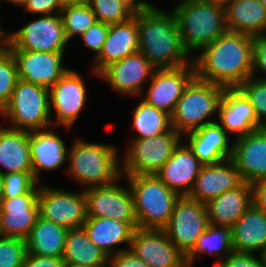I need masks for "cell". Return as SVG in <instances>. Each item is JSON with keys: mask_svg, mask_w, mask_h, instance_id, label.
Listing matches in <instances>:
<instances>
[{"mask_svg": "<svg viewBox=\"0 0 266 267\" xmlns=\"http://www.w3.org/2000/svg\"><path fill=\"white\" fill-rule=\"evenodd\" d=\"M232 146L231 159L244 182L266 178V127L234 139Z\"/></svg>", "mask_w": 266, "mask_h": 267, "instance_id": "d6986e66", "label": "cell"}, {"mask_svg": "<svg viewBox=\"0 0 266 267\" xmlns=\"http://www.w3.org/2000/svg\"><path fill=\"white\" fill-rule=\"evenodd\" d=\"M133 128L139 133L134 139L155 137L172 129L171 116L143 100L135 108Z\"/></svg>", "mask_w": 266, "mask_h": 267, "instance_id": "836d02e7", "label": "cell"}, {"mask_svg": "<svg viewBox=\"0 0 266 267\" xmlns=\"http://www.w3.org/2000/svg\"><path fill=\"white\" fill-rule=\"evenodd\" d=\"M89 239L100 248L108 257L121 252L115 251V245L127 244L130 246L137 222H121L103 217H87L83 226Z\"/></svg>", "mask_w": 266, "mask_h": 267, "instance_id": "4316f807", "label": "cell"}, {"mask_svg": "<svg viewBox=\"0 0 266 267\" xmlns=\"http://www.w3.org/2000/svg\"><path fill=\"white\" fill-rule=\"evenodd\" d=\"M86 87L84 79L77 73L69 69L51 88H49L50 112L53 108L56 120L52 125L69 129L79 116L86 102Z\"/></svg>", "mask_w": 266, "mask_h": 267, "instance_id": "5bb4252c", "label": "cell"}, {"mask_svg": "<svg viewBox=\"0 0 266 267\" xmlns=\"http://www.w3.org/2000/svg\"><path fill=\"white\" fill-rule=\"evenodd\" d=\"M133 194L137 228L163 230L180 195L155 174L125 175Z\"/></svg>", "mask_w": 266, "mask_h": 267, "instance_id": "5b68a950", "label": "cell"}, {"mask_svg": "<svg viewBox=\"0 0 266 267\" xmlns=\"http://www.w3.org/2000/svg\"><path fill=\"white\" fill-rule=\"evenodd\" d=\"M131 252L150 267H184L185 255L168 239L164 230L136 228Z\"/></svg>", "mask_w": 266, "mask_h": 267, "instance_id": "9a60e30c", "label": "cell"}, {"mask_svg": "<svg viewBox=\"0 0 266 267\" xmlns=\"http://www.w3.org/2000/svg\"><path fill=\"white\" fill-rule=\"evenodd\" d=\"M195 77L194 65L155 69L144 101L171 116L185 88Z\"/></svg>", "mask_w": 266, "mask_h": 267, "instance_id": "7c38bea8", "label": "cell"}, {"mask_svg": "<svg viewBox=\"0 0 266 267\" xmlns=\"http://www.w3.org/2000/svg\"><path fill=\"white\" fill-rule=\"evenodd\" d=\"M209 1H215V2H220V3H225V2H227V1H229V0H209Z\"/></svg>", "mask_w": 266, "mask_h": 267, "instance_id": "db71d44e", "label": "cell"}, {"mask_svg": "<svg viewBox=\"0 0 266 267\" xmlns=\"http://www.w3.org/2000/svg\"><path fill=\"white\" fill-rule=\"evenodd\" d=\"M233 251L254 253L266 246V212L253 203L231 227Z\"/></svg>", "mask_w": 266, "mask_h": 267, "instance_id": "f1b7e54d", "label": "cell"}, {"mask_svg": "<svg viewBox=\"0 0 266 267\" xmlns=\"http://www.w3.org/2000/svg\"><path fill=\"white\" fill-rule=\"evenodd\" d=\"M262 38H264V39L266 40V33H264V34L262 35Z\"/></svg>", "mask_w": 266, "mask_h": 267, "instance_id": "9f6ffc18", "label": "cell"}, {"mask_svg": "<svg viewBox=\"0 0 266 267\" xmlns=\"http://www.w3.org/2000/svg\"><path fill=\"white\" fill-rule=\"evenodd\" d=\"M181 143L155 175L170 190L180 196H188L203 164L187 144L181 145Z\"/></svg>", "mask_w": 266, "mask_h": 267, "instance_id": "7402d4cb", "label": "cell"}, {"mask_svg": "<svg viewBox=\"0 0 266 267\" xmlns=\"http://www.w3.org/2000/svg\"><path fill=\"white\" fill-rule=\"evenodd\" d=\"M223 5L227 30L252 37L266 32V8L260 0H229Z\"/></svg>", "mask_w": 266, "mask_h": 267, "instance_id": "83f0119b", "label": "cell"}, {"mask_svg": "<svg viewBox=\"0 0 266 267\" xmlns=\"http://www.w3.org/2000/svg\"><path fill=\"white\" fill-rule=\"evenodd\" d=\"M18 79L15 59L11 52L7 50L0 55V113L9 104Z\"/></svg>", "mask_w": 266, "mask_h": 267, "instance_id": "8d00e7d4", "label": "cell"}, {"mask_svg": "<svg viewBox=\"0 0 266 267\" xmlns=\"http://www.w3.org/2000/svg\"><path fill=\"white\" fill-rule=\"evenodd\" d=\"M2 180H3V174L0 173V198H1Z\"/></svg>", "mask_w": 266, "mask_h": 267, "instance_id": "f5cc1de1", "label": "cell"}, {"mask_svg": "<svg viewBox=\"0 0 266 267\" xmlns=\"http://www.w3.org/2000/svg\"><path fill=\"white\" fill-rule=\"evenodd\" d=\"M139 51L155 69H172L194 65L188 61L174 12L165 13L141 4L137 8ZM190 62V63H188Z\"/></svg>", "mask_w": 266, "mask_h": 267, "instance_id": "7a4b0ae2", "label": "cell"}, {"mask_svg": "<svg viewBox=\"0 0 266 267\" xmlns=\"http://www.w3.org/2000/svg\"><path fill=\"white\" fill-rule=\"evenodd\" d=\"M22 267H67L63 257H43L26 253Z\"/></svg>", "mask_w": 266, "mask_h": 267, "instance_id": "bcb514c9", "label": "cell"}, {"mask_svg": "<svg viewBox=\"0 0 266 267\" xmlns=\"http://www.w3.org/2000/svg\"><path fill=\"white\" fill-rule=\"evenodd\" d=\"M251 185L253 204L266 212V178L257 180Z\"/></svg>", "mask_w": 266, "mask_h": 267, "instance_id": "7dc6e473", "label": "cell"}, {"mask_svg": "<svg viewBox=\"0 0 266 267\" xmlns=\"http://www.w3.org/2000/svg\"><path fill=\"white\" fill-rule=\"evenodd\" d=\"M9 2H11L12 4H16V5H21L23 7V5L25 4L26 0H7Z\"/></svg>", "mask_w": 266, "mask_h": 267, "instance_id": "816d5d0a", "label": "cell"}, {"mask_svg": "<svg viewBox=\"0 0 266 267\" xmlns=\"http://www.w3.org/2000/svg\"><path fill=\"white\" fill-rule=\"evenodd\" d=\"M26 253L24 239L0 236V267H22Z\"/></svg>", "mask_w": 266, "mask_h": 267, "instance_id": "ab89813d", "label": "cell"}, {"mask_svg": "<svg viewBox=\"0 0 266 267\" xmlns=\"http://www.w3.org/2000/svg\"><path fill=\"white\" fill-rule=\"evenodd\" d=\"M65 142L46 129L29 131V149L32 163V174L39 182L40 170L58 169L68 159Z\"/></svg>", "mask_w": 266, "mask_h": 267, "instance_id": "d4e9b609", "label": "cell"}, {"mask_svg": "<svg viewBox=\"0 0 266 267\" xmlns=\"http://www.w3.org/2000/svg\"><path fill=\"white\" fill-rule=\"evenodd\" d=\"M233 251L231 228L223 226H214L209 224L206 231L198 238L191 249L185 256L186 265L194 263L196 255L211 254V256L221 255V259L226 258Z\"/></svg>", "mask_w": 266, "mask_h": 267, "instance_id": "d6a6232c", "label": "cell"}, {"mask_svg": "<svg viewBox=\"0 0 266 267\" xmlns=\"http://www.w3.org/2000/svg\"><path fill=\"white\" fill-rule=\"evenodd\" d=\"M209 225L205 203L180 196L163 229L168 239L186 256Z\"/></svg>", "mask_w": 266, "mask_h": 267, "instance_id": "9c48e42d", "label": "cell"}, {"mask_svg": "<svg viewBox=\"0 0 266 267\" xmlns=\"http://www.w3.org/2000/svg\"><path fill=\"white\" fill-rule=\"evenodd\" d=\"M139 52L137 9L134 16L121 23L111 24L102 50L95 57L94 73H99L109 64Z\"/></svg>", "mask_w": 266, "mask_h": 267, "instance_id": "603a6c76", "label": "cell"}, {"mask_svg": "<svg viewBox=\"0 0 266 267\" xmlns=\"http://www.w3.org/2000/svg\"><path fill=\"white\" fill-rule=\"evenodd\" d=\"M40 186L27 194L0 198V236L26 239L39 217Z\"/></svg>", "mask_w": 266, "mask_h": 267, "instance_id": "2e32d148", "label": "cell"}, {"mask_svg": "<svg viewBox=\"0 0 266 267\" xmlns=\"http://www.w3.org/2000/svg\"><path fill=\"white\" fill-rule=\"evenodd\" d=\"M6 32L2 30L0 24V55L4 54L9 47V36H6Z\"/></svg>", "mask_w": 266, "mask_h": 267, "instance_id": "c3c4849f", "label": "cell"}, {"mask_svg": "<svg viewBox=\"0 0 266 267\" xmlns=\"http://www.w3.org/2000/svg\"><path fill=\"white\" fill-rule=\"evenodd\" d=\"M60 14L43 15L9 34V47L22 51L64 52L68 43Z\"/></svg>", "mask_w": 266, "mask_h": 267, "instance_id": "30bf717a", "label": "cell"}, {"mask_svg": "<svg viewBox=\"0 0 266 267\" xmlns=\"http://www.w3.org/2000/svg\"><path fill=\"white\" fill-rule=\"evenodd\" d=\"M243 182L231 158L216 164L203 165L188 197L207 203L224 192L239 187Z\"/></svg>", "mask_w": 266, "mask_h": 267, "instance_id": "ffe728a7", "label": "cell"}, {"mask_svg": "<svg viewBox=\"0 0 266 267\" xmlns=\"http://www.w3.org/2000/svg\"><path fill=\"white\" fill-rule=\"evenodd\" d=\"M0 173L32 172L29 131L0 128Z\"/></svg>", "mask_w": 266, "mask_h": 267, "instance_id": "f546056e", "label": "cell"}, {"mask_svg": "<svg viewBox=\"0 0 266 267\" xmlns=\"http://www.w3.org/2000/svg\"><path fill=\"white\" fill-rule=\"evenodd\" d=\"M256 70L266 73V40L262 37H254L252 76H254ZM259 79L266 81L265 76Z\"/></svg>", "mask_w": 266, "mask_h": 267, "instance_id": "f6af8a7d", "label": "cell"}, {"mask_svg": "<svg viewBox=\"0 0 266 267\" xmlns=\"http://www.w3.org/2000/svg\"><path fill=\"white\" fill-rule=\"evenodd\" d=\"M181 137L174 128L155 137L133 139L125 158L122 175L156 174L180 144Z\"/></svg>", "mask_w": 266, "mask_h": 267, "instance_id": "ba28073f", "label": "cell"}, {"mask_svg": "<svg viewBox=\"0 0 266 267\" xmlns=\"http://www.w3.org/2000/svg\"><path fill=\"white\" fill-rule=\"evenodd\" d=\"M62 5H67V4H80L87 2V0H59Z\"/></svg>", "mask_w": 266, "mask_h": 267, "instance_id": "681fc988", "label": "cell"}, {"mask_svg": "<svg viewBox=\"0 0 266 267\" xmlns=\"http://www.w3.org/2000/svg\"><path fill=\"white\" fill-rule=\"evenodd\" d=\"M154 70L155 68L139 51L109 64L99 73V77L123 95L139 96L143 92L144 81L151 78Z\"/></svg>", "mask_w": 266, "mask_h": 267, "instance_id": "ac0fdd59", "label": "cell"}, {"mask_svg": "<svg viewBox=\"0 0 266 267\" xmlns=\"http://www.w3.org/2000/svg\"><path fill=\"white\" fill-rule=\"evenodd\" d=\"M254 37L227 30L193 58L202 81L238 88L252 76Z\"/></svg>", "mask_w": 266, "mask_h": 267, "instance_id": "6da1fadb", "label": "cell"}, {"mask_svg": "<svg viewBox=\"0 0 266 267\" xmlns=\"http://www.w3.org/2000/svg\"><path fill=\"white\" fill-rule=\"evenodd\" d=\"M225 87L195 77L185 88L171 115V126L181 135L216 122L209 119L218 112Z\"/></svg>", "mask_w": 266, "mask_h": 267, "instance_id": "8992f818", "label": "cell"}, {"mask_svg": "<svg viewBox=\"0 0 266 267\" xmlns=\"http://www.w3.org/2000/svg\"><path fill=\"white\" fill-rule=\"evenodd\" d=\"M110 25L103 22H96L87 31L80 35L86 46L96 52L97 57L102 50L103 44L107 39Z\"/></svg>", "mask_w": 266, "mask_h": 267, "instance_id": "60d3db41", "label": "cell"}, {"mask_svg": "<svg viewBox=\"0 0 266 267\" xmlns=\"http://www.w3.org/2000/svg\"><path fill=\"white\" fill-rule=\"evenodd\" d=\"M260 2L264 5V7L266 8V0H260Z\"/></svg>", "mask_w": 266, "mask_h": 267, "instance_id": "11a10c76", "label": "cell"}, {"mask_svg": "<svg viewBox=\"0 0 266 267\" xmlns=\"http://www.w3.org/2000/svg\"><path fill=\"white\" fill-rule=\"evenodd\" d=\"M252 185L243 182L205 203L208 222L214 226L232 227L251 206Z\"/></svg>", "mask_w": 266, "mask_h": 267, "instance_id": "484cf974", "label": "cell"}, {"mask_svg": "<svg viewBox=\"0 0 266 267\" xmlns=\"http://www.w3.org/2000/svg\"><path fill=\"white\" fill-rule=\"evenodd\" d=\"M71 147L67 170L77 183L86 185V189H89L109 186L119 181L122 168L118 164L115 146L88 143L78 138Z\"/></svg>", "mask_w": 266, "mask_h": 267, "instance_id": "277c9868", "label": "cell"}, {"mask_svg": "<svg viewBox=\"0 0 266 267\" xmlns=\"http://www.w3.org/2000/svg\"><path fill=\"white\" fill-rule=\"evenodd\" d=\"M110 265V266H109ZM108 267H150L137 257L129 247L127 249L108 257Z\"/></svg>", "mask_w": 266, "mask_h": 267, "instance_id": "ee69618b", "label": "cell"}, {"mask_svg": "<svg viewBox=\"0 0 266 267\" xmlns=\"http://www.w3.org/2000/svg\"><path fill=\"white\" fill-rule=\"evenodd\" d=\"M8 50L15 59L18 78L32 84L49 89L69 70L62 65L64 52Z\"/></svg>", "mask_w": 266, "mask_h": 267, "instance_id": "e0dca14e", "label": "cell"}, {"mask_svg": "<svg viewBox=\"0 0 266 267\" xmlns=\"http://www.w3.org/2000/svg\"><path fill=\"white\" fill-rule=\"evenodd\" d=\"M63 259L68 267L108 266V256L89 239L83 227L67 231Z\"/></svg>", "mask_w": 266, "mask_h": 267, "instance_id": "4dcf8cb0", "label": "cell"}, {"mask_svg": "<svg viewBox=\"0 0 266 267\" xmlns=\"http://www.w3.org/2000/svg\"><path fill=\"white\" fill-rule=\"evenodd\" d=\"M38 183L32 172H12L3 175L1 198L27 194Z\"/></svg>", "mask_w": 266, "mask_h": 267, "instance_id": "f35d334b", "label": "cell"}, {"mask_svg": "<svg viewBox=\"0 0 266 267\" xmlns=\"http://www.w3.org/2000/svg\"><path fill=\"white\" fill-rule=\"evenodd\" d=\"M260 256H261V259H262V262H263L264 267H266V246L261 251Z\"/></svg>", "mask_w": 266, "mask_h": 267, "instance_id": "f907efd6", "label": "cell"}, {"mask_svg": "<svg viewBox=\"0 0 266 267\" xmlns=\"http://www.w3.org/2000/svg\"><path fill=\"white\" fill-rule=\"evenodd\" d=\"M23 7L31 14L52 15L55 11L59 14L63 5L59 0H26Z\"/></svg>", "mask_w": 266, "mask_h": 267, "instance_id": "7bdbcfd3", "label": "cell"}, {"mask_svg": "<svg viewBox=\"0 0 266 267\" xmlns=\"http://www.w3.org/2000/svg\"><path fill=\"white\" fill-rule=\"evenodd\" d=\"M173 12L183 45L189 53L201 51L227 31L223 3L183 0Z\"/></svg>", "mask_w": 266, "mask_h": 267, "instance_id": "3957f363", "label": "cell"}, {"mask_svg": "<svg viewBox=\"0 0 266 267\" xmlns=\"http://www.w3.org/2000/svg\"><path fill=\"white\" fill-rule=\"evenodd\" d=\"M217 113L218 123L237 138L262 128L250 101L238 88H225Z\"/></svg>", "mask_w": 266, "mask_h": 267, "instance_id": "44dd1931", "label": "cell"}, {"mask_svg": "<svg viewBox=\"0 0 266 267\" xmlns=\"http://www.w3.org/2000/svg\"><path fill=\"white\" fill-rule=\"evenodd\" d=\"M67 231L39 216L25 239L27 253L43 257H63Z\"/></svg>", "mask_w": 266, "mask_h": 267, "instance_id": "1f68e13d", "label": "cell"}, {"mask_svg": "<svg viewBox=\"0 0 266 267\" xmlns=\"http://www.w3.org/2000/svg\"><path fill=\"white\" fill-rule=\"evenodd\" d=\"M59 14L68 41L80 36L97 22L94 11L87 2L63 5Z\"/></svg>", "mask_w": 266, "mask_h": 267, "instance_id": "d590c367", "label": "cell"}, {"mask_svg": "<svg viewBox=\"0 0 266 267\" xmlns=\"http://www.w3.org/2000/svg\"><path fill=\"white\" fill-rule=\"evenodd\" d=\"M253 76L243 82L238 89L250 101L256 114L258 124L266 127V81Z\"/></svg>", "mask_w": 266, "mask_h": 267, "instance_id": "74e56055", "label": "cell"}, {"mask_svg": "<svg viewBox=\"0 0 266 267\" xmlns=\"http://www.w3.org/2000/svg\"><path fill=\"white\" fill-rule=\"evenodd\" d=\"M97 22L116 24L129 20L144 0H87Z\"/></svg>", "mask_w": 266, "mask_h": 267, "instance_id": "e575fe53", "label": "cell"}, {"mask_svg": "<svg viewBox=\"0 0 266 267\" xmlns=\"http://www.w3.org/2000/svg\"><path fill=\"white\" fill-rule=\"evenodd\" d=\"M94 187L84 191L86 216L115 219L121 222H137L134 199L130 186L126 189L116 184Z\"/></svg>", "mask_w": 266, "mask_h": 267, "instance_id": "4fadbf2b", "label": "cell"}, {"mask_svg": "<svg viewBox=\"0 0 266 267\" xmlns=\"http://www.w3.org/2000/svg\"><path fill=\"white\" fill-rule=\"evenodd\" d=\"M216 267H264L261 256L253 253L232 251L225 259H220Z\"/></svg>", "mask_w": 266, "mask_h": 267, "instance_id": "b9f144b4", "label": "cell"}, {"mask_svg": "<svg viewBox=\"0 0 266 267\" xmlns=\"http://www.w3.org/2000/svg\"><path fill=\"white\" fill-rule=\"evenodd\" d=\"M1 115L10 119L12 129L33 131L53 127L49 89L18 79Z\"/></svg>", "mask_w": 266, "mask_h": 267, "instance_id": "52a82bcc", "label": "cell"}, {"mask_svg": "<svg viewBox=\"0 0 266 267\" xmlns=\"http://www.w3.org/2000/svg\"><path fill=\"white\" fill-rule=\"evenodd\" d=\"M39 216L67 229L81 228L86 221L84 191L66 192L62 189L40 187L38 196Z\"/></svg>", "mask_w": 266, "mask_h": 267, "instance_id": "8fae6325", "label": "cell"}, {"mask_svg": "<svg viewBox=\"0 0 266 267\" xmlns=\"http://www.w3.org/2000/svg\"><path fill=\"white\" fill-rule=\"evenodd\" d=\"M188 147L203 165L216 164L232 156L229 137L218 121L186 133Z\"/></svg>", "mask_w": 266, "mask_h": 267, "instance_id": "cb8c5ba5", "label": "cell"}]
</instances>
